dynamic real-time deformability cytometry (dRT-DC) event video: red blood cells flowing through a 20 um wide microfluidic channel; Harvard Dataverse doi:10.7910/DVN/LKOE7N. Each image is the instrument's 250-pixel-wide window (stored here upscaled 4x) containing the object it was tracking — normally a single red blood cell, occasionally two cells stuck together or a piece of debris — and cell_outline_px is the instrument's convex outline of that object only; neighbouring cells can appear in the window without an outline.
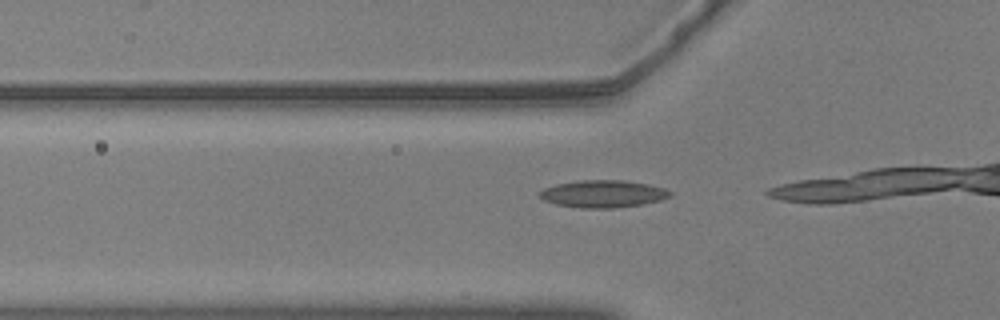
{"species": "common noctule bat (a hibernating species)", "species_latin": "Nyctalus noctula", "temperature_condition": "warm", "stored_images_in_passage": 5, "camera_frame_rate_fps": 3000, "um_per_image_px": 0.085, "animal": {"sex": "male", "body_mass_g": 20.5, "forearm_length_mm": 52.5}, "frame": {"image": 1, "passage_image": 2, "time_ms": 0.333, "image_size_px": [1000, 320], "cell_outline_px": [[672, 196], [660, 200], [644, 204], [616, 208], [580, 208], [556, 204], [544, 200], [536, 196], [536, 192], [544, 188], [556, 184], [580, 180], [624, 180], [648, 184], [664, 188], [672, 192]], "centroid_in_image_um": [51.23, 16.48], "position_along_channel_um": 74.6, "area_um2": 21.04}}